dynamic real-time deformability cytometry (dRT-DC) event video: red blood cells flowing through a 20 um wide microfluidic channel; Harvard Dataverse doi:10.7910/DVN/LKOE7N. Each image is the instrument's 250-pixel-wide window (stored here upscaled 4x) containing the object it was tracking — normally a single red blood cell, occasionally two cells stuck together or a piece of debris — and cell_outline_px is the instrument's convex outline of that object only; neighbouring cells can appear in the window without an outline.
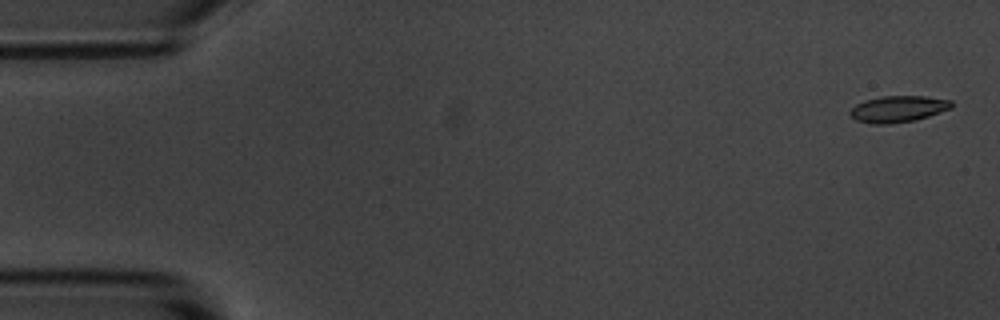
{"species": "common noctule bat (a hibernating species)", "species_latin": "Nyctalus noctula", "temperature_condition": "room temperature", "stored_images_in_passage": 55, "camera_frame_rate_fps": 3000, "um_per_image_px": 0.085, "animal": {"sex": "male", "body_mass_g": 20.1, "forearm_length_mm": 53.5}, "frame": {"image": 1, "passage_image": 2, "time_ms": 0.333, "image_size_px": [1000, 320], "cell_outline_px": [[956, 104], [952, 108], [916, 120], [888, 124], [872, 124], [856, 120], [848, 112], [856, 104], [864, 100], [880, 96], [924, 96], [952, 100]], "centroid_in_image_um": [76.36, 9.25], "position_along_channel_um": 8.6, "area_um2": 15.78}}
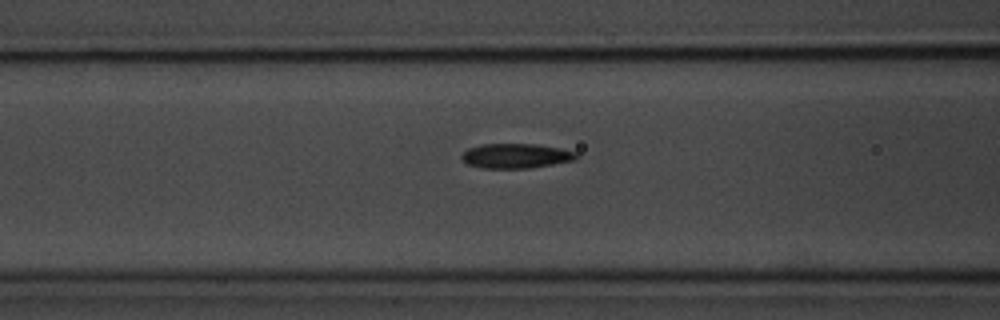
{"frame": {"image": 2, "passage_image": 22, "time_ms": 7.0, "image_size_px": [1000, 320], "cell_outline_px": [[580, 156], [576, 160], [528, 168], [480, 168], [468, 164], [460, 156], [468, 148], [484, 144], [536, 144], [560, 148], [576, 152]], "centroid_in_image_um": [43.88, 13.25], "position_along_channel_um": 122.7, "area_um2": 16.47}}
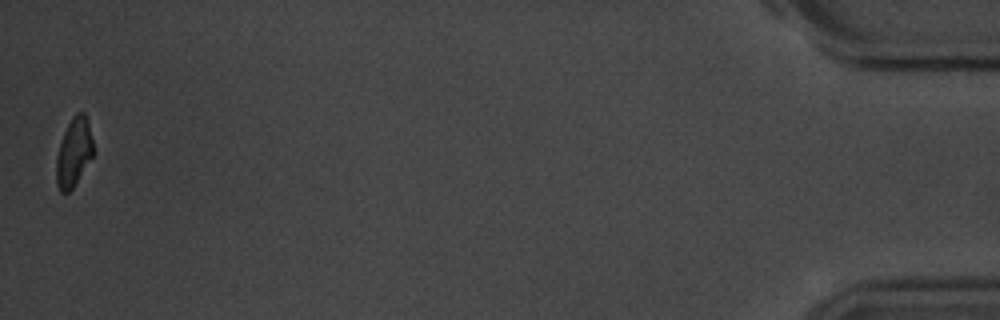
{"frame": {"image": 3, "passage_image": 55, "time_ms": 18.0, "image_size_px": [1000, 320], "cell_outline_px": [[92, 156], [72, 188], [68, 192], [60, 192], [56, 184], [56, 156], [64, 132], [72, 116], [76, 112], [84, 112], [88, 124], [92, 140]], "centroid_in_image_um": [6.24, 12.95], "position_along_channel_um": 429.0, "area_um2": 14.39}, "authors_computed_cell_mechanics": {"area_um2": 16.1262, "velocity_mm_per_s": 3.6442, "shape_relaxation_time_tau1_ms": 2.6702, "shape_relaxation_time_tau2_ms": 2.8461, "deformation_change_tau1": 0.1469, "deformation_change_tau2": 0.1004}}